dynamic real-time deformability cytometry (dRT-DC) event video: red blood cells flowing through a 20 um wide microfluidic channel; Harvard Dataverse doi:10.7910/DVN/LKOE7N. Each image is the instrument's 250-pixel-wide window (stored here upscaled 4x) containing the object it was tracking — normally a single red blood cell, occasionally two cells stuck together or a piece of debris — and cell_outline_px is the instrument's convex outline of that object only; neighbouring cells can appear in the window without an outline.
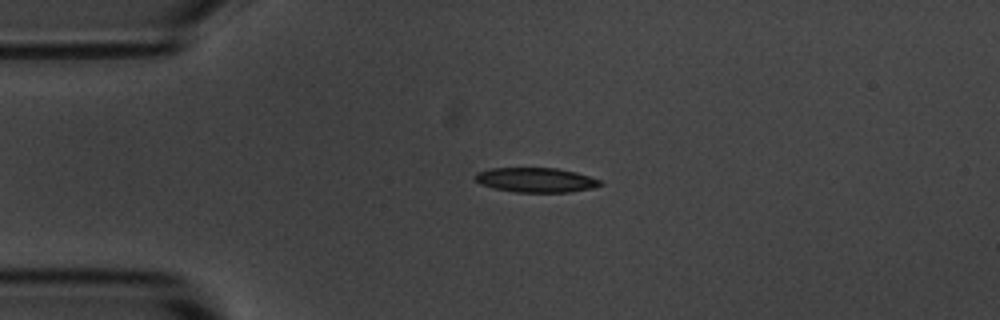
{"species": "common noctule bat (a hibernating species)", "species_latin": "Nyctalus noctula", "temperature_condition": "room temperature", "stored_images_in_passage": 4, "camera_frame_rate_fps": 3000, "um_per_image_px": 0.085, "animal": {"sex": "male", "body_mass_g": 20.1, "forearm_length_mm": 53.5}, "frame": {"image": 1, "passage_image": 3, "time_ms": 2.333, "image_size_px": [1000, 320], "cell_outline_px": [[604, 184], [592, 188], [568, 192], [516, 192], [496, 188], [480, 184], [472, 176], [476, 172], [488, 168], [556, 168], [576, 172], [600, 180]], "centroid_in_image_um": [45.52, 15.29], "position_along_channel_um": 39.5, "area_um2": 17.92}}